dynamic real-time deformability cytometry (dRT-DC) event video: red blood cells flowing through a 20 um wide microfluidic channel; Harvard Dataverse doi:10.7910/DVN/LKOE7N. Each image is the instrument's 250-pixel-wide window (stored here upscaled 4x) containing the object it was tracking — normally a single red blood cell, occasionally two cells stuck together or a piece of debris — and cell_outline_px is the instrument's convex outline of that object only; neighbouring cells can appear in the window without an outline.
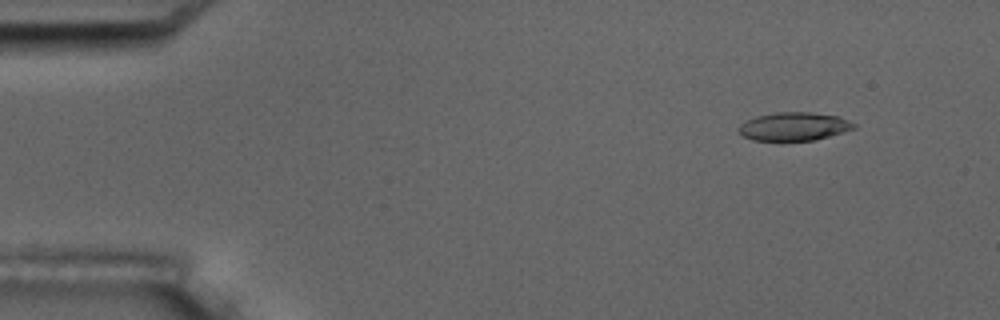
{"species": "common noctule bat (a hibernating species)", "species_latin": "Nyctalus noctula", "temperature_condition": "room temperature", "stored_images_in_passage": 5, "camera_frame_rate_fps": 3000, "um_per_image_px": 0.085, "animal": {"sex": "male", "body_mass_g": 17.5, "forearm_length_mm": 52.3}, "frame": {"image": 1, "passage_image": 2, "time_ms": 1.0, "image_size_px": [1000, 320], "cell_outline_px": [[856, 128], [844, 132], [816, 140], [752, 140], [744, 136], [736, 128], [740, 124], [756, 116], [776, 112], [812, 112], [840, 116], [856, 124]], "centroid_in_image_um": [67.52, 10.74], "position_along_channel_um": 17.5, "area_um2": 19.07}}
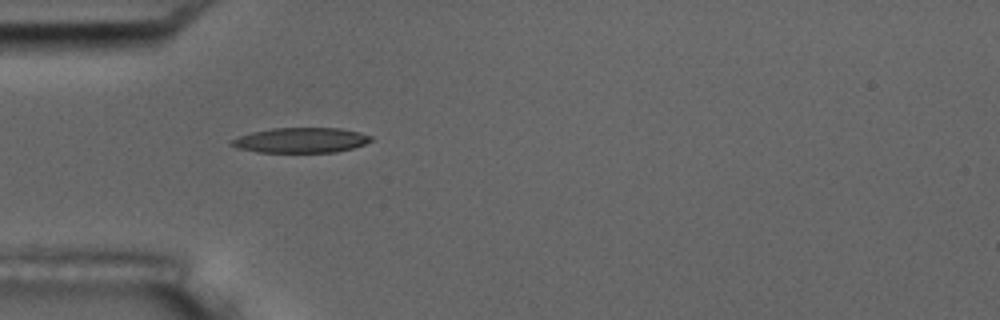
{"frame": {"image": 2, "passage_image": 5, "time_ms": 4.667, "image_size_px": [1000, 320], "cell_outline_px": [[372, 140], [364, 144], [352, 148], [336, 152], [256, 152], [240, 148], [228, 144], [228, 140], [252, 132], [272, 128], [340, 128], [360, 132], [372, 136]], "centroid_in_image_um": [25.56, 11.91], "position_along_channel_um": 59.4, "area_um2": 20.4}}